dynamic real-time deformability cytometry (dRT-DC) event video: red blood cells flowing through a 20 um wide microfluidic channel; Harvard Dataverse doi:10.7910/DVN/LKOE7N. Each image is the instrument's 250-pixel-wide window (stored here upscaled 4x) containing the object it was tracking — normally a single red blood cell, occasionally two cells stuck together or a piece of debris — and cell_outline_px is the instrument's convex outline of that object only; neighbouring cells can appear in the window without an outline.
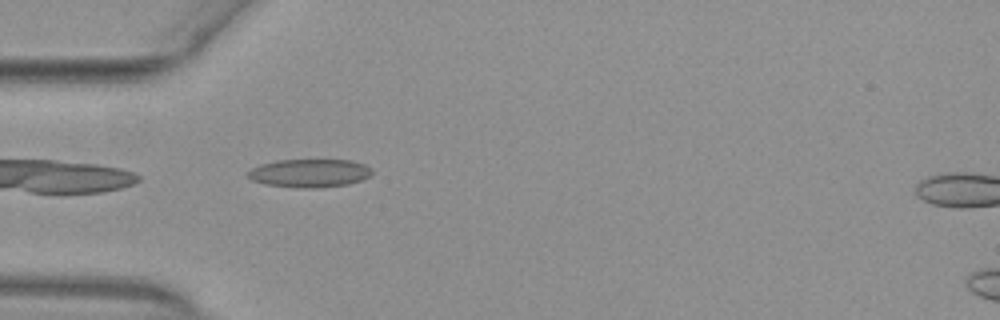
{"species": "common noctule bat (a hibernating species)", "species_latin": "Nyctalus noctula", "temperature_condition": "warm", "stored_images_in_passage": 36, "camera_frame_rate_fps": 3000, "um_per_image_px": 0.085, "animal": {"sex": "female", "body_mass_g": 29.2, "forearm_length_mm": 56.3}, "frame": {"image": 1, "passage_image": 1, "time_ms": 0.0, "image_size_px": [1000, 320], "cell_outline_px": [[372, 176], [348, 184], [316, 188], [300, 188], [264, 184], [252, 180], [248, 176], [248, 172], [252, 168], [260, 164], [276, 160], [352, 160], [364, 164], [372, 168]], "centroid_in_image_um": [26.33, 14.71], "position_along_channel_um": 58.7, "area_um2": 20.52}}
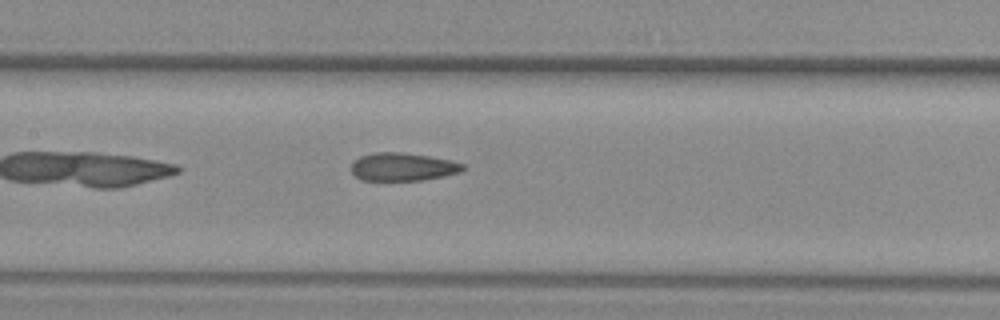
{"frame": {"image": 2, "passage_image": 10, "time_ms": 3.0, "image_size_px": [1000, 320], "cell_outline_px": [[464, 168], [460, 172], [444, 176], [424, 180], [360, 180], [352, 172], [352, 164], [360, 156], [376, 152], [400, 152], [428, 156], [448, 160], [464, 164]], "centroid_in_image_um": [34.23, 14.18], "position_along_channel_um": 173.2, "area_um2": 18.03}}
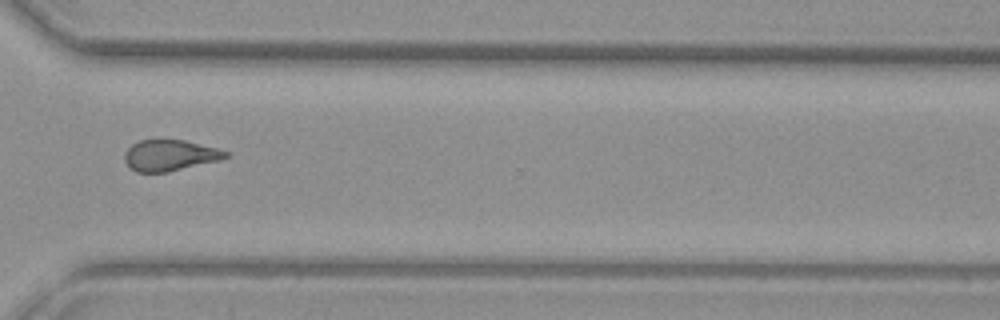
{"frame": {"image": 3, "passage_image": 24, "time_ms": 7.667, "image_size_px": [1000, 320], "cell_outline_px": [[228, 156], [220, 160], [168, 172], [136, 172], [128, 168], [124, 160], [124, 152], [132, 144], [140, 140], [184, 140], [216, 148], [228, 152]], "centroid_in_image_um": [14.39, 13.21], "position_along_channel_um": 356.2, "area_um2": 18.26}, "authors_computed_cell_mechanics": {"area_um2": 18.8428, "velocity_mm_per_s": 3.9248, "shape_relaxation_time_tau1_ms": null, "shape_relaxation_time_tau2_ms": 2.4329, "deformation_change_tau1": null, "deformation_change_tau2": 0.1041}}